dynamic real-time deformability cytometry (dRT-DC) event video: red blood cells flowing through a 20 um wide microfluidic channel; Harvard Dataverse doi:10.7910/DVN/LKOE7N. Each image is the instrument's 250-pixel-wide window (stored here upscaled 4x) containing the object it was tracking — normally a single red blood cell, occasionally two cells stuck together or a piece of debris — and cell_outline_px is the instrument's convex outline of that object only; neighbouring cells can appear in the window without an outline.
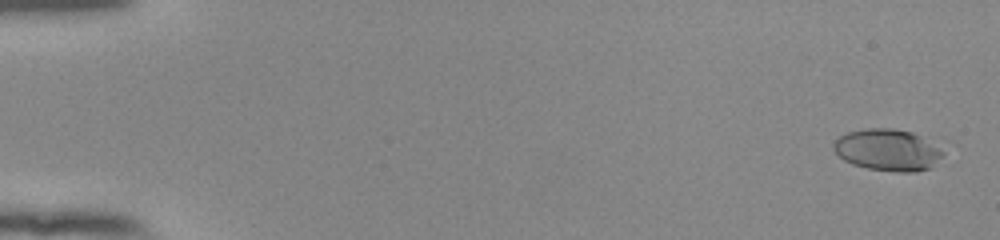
{"species": "human", "species_latin": "Homo sapiens", "temperature_condition": "room temperature", "stored_images_in_passage": 16, "camera_frame_rate_fps": 3000, "um_per_image_px": 0.085, "donor": {"sex": "female"}, "frame": {"image": 1, "passage_image": 3, "time_ms": 0.667, "image_size_px": [1000, 240], "cell_outline_px": [[944, 156], [932, 168], [916, 172], [896, 172], [868, 168], [852, 164], [844, 160], [832, 148], [832, 144], [840, 136], [848, 132], [864, 128], [892, 128], [912, 132], [920, 136], [944, 152]], "centroid_in_image_um": [75.45, 12.76], "position_along_channel_um": 9.5, "area_um2": 26.59}}